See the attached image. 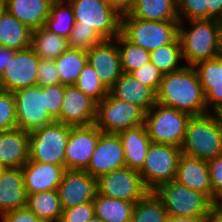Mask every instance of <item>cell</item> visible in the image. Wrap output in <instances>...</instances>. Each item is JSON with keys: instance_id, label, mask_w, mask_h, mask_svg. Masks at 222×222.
Wrapping results in <instances>:
<instances>
[{"instance_id": "cell-1", "label": "cell", "mask_w": 222, "mask_h": 222, "mask_svg": "<svg viewBox=\"0 0 222 222\" xmlns=\"http://www.w3.org/2000/svg\"><path fill=\"white\" fill-rule=\"evenodd\" d=\"M157 103L179 111L199 116L207 110L205 94L193 66L185 65L180 70L163 74L157 91Z\"/></svg>"}, {"instance_id": "cell-2", "label": "cell", "mask_w": 222, "mask_h": 222, "mask_svg": "<svg viewBox=\"0 0 222 222\" xmlns=\"http://www.w3.org/2000/svg\"><path fill=\"white\" fill-rule=\"evenodd\" d=\"M190 29L179 22L178 38L182 57L188 66L221 55L219 23L217 19L189 20Z\"/></svg>"}, {"instance_id": "cell-3", "label": "cell", "mask_w": 222, "mask_h": 222, "mask_svg": "<svg viewBox=\"0 0 222 222\" xmlns=\"http://www.w3.org/2000/svg\"><path fill=\"white\" fill-rule=\"evenodd\" d=\"M180 149L187 156L206 161L222 155V122L219 114L209 112L192 116Z\"/></svg>"}, {"instance_id": "cell-4", "label": "cell", "mask_w": 222, "mask_h": 222, "mask_svg": "<svg viewBox=\"0 0 222 222\" xmlns=\"http://www.w3.org/2000/svg\"><path fill=\"white\" fill-rule=\"evenodd\" d=\"M179 21H147L121 15L120 33L131 43L151 52L178 38Z\"/></svg>"}, {"instance_id": "cell-5", "label": "cell", "mask_w": 222, "mask_h": 222, "mask_svg": "<svg viewBox=\"0 0 222 222\" xmlns=\"http://www.w3.org/2000/svg\"><path fill=\"white\" fill-rule=\"evenodd\" d=\"M191 115L156 103L145 115V127L152 143L181 147Z\"/></svg>"}, {"instance_id": "cell-6", "label": "cell", "mask_w": 222, "mask_h": 222, "mask_svg": "<svg viewBox=\"0 0 222 222\" xmlns=\"http://www.w3.org/2000/svg\"><path fill=\"white\" fill-rule=\"evenodd\" d=\"M71 126L54 121L29 133L28 157L31 161L65 165V149Z\"/></svg>"}, {"instance_id": "cell-7", "label": "cell", "mask_w": 222, "mask_h": 222, "mask_svg": "<svg viewBox=\"0 0 222 222\" xmlns=\"http://www.w3.org/2000/svg\"><path fill=\"white\" fill-rule=\"evenodd\" d=\"M154 192L162 200L168 215L210 217L214 207L204 194L175 180L160 185Z\"/></svg>"}, {"instance_id": "cell-8", "label": "cell", "mask_w": 222, "mask_h": 222, "mask_svg": "<svg viewBox=\"0 0 222 222\" xmlns=\"http://www.w3.org/2000/svg\"><path fill=\"white\" fill-rule=\"evenodd\" d=\"M146 112L139 106L112 97L109 93L96 103L94 124L108 134H119L145 123Z\"/></svg>"}, {"instance_id": "cell-9", "label": "cell", "mask_w": 222, "mask_h": 222, "mask_svg": "<svg viewBox=\"0 0 222 222\" xmlns=\"http://www.w3.org/2000/svg\"><path fill=\"white\" fill-rule=\"evenodd\" d=\"M73 9L77 27L94 28L104 39L120 34L121 15L106 0H67Z\"/></svg>"}, {"instance_id": "cell-10", "label": "cell", "mask_w": 222, "mask_h": 222, "mask_svg": "<svg viewBox=\"0 0 222 222\" xmlns=\"http://www.w3.org/2000/svg\"><path fill=\"white\" fill-rule=\"evenodd\" d=\"M181 154L180 147L150 144L144 165L139 170L142 181L149 191H155L160 185L175 180Z\"/></svg>"}, {"instance_id": "cell-11", "label": "cell", "mask_w": 222, "mask_h": 222, "mask_svg": "<svg viewBox=\"0 0 222 222\" xmlns=\"http://www.w3.org/2000/svg\"><path fill=\"white\" fill-rule=\"evenodd\" d=\"M97 194L138 202L149 190L145 187L139 171L124 167L103 174L96 179Z\"/></svg>"}, {"instance_id": "cell-12", "label": "cell", "mask_w": 222, "mask_h": 222, "mask_svg": "<svg viewBox=\"0 0 222 222\" xmlns=\"http://www.w3.org/2000/svg\"><path fill=\"white\" fill-rule=\"evenodd\" d=\"M17 128L32 132L55 120L46 111L44 87H27L14 92Z\"/></svg>"}, {"instance_id": "cell-13", "label": "cell", "mask_w": 222, "mask_h": 222, "mask_svg": "<svg viewBox=\"0 0 222 222\" xmlns=\"http://www.w3.org/2000/svg\"><path fill=\"white\" fill-rule=\"evenodd\" d=\"M39 61L40 58L30 47L14 51L12 60L0 76V89L14 93L37 85Z\"/></svg>"}, {"instance_id": "cell-14", "label": "cell", "mask_w": 222, "mask_h": 222, "mask_svg": "<svg viewBox=\"0 0 222 222\" xmlns=\"http://www.w3.org/2000/svg\"><path fill=\"white\" fill-rule=\"evenodd\" d=\"M102 131L95 125L71 127L65 149V169L84 171Z\"/></svg>"}, {"instance_id": "cell-15", "label": "cell", "mask_w": 222, "mask_h": 222, "mask_svg": "<svg viewBox=\"0 0 222 222\" xmlns=\"http://www.w3.org/2000/svg\"><path fill=\"white\" fill-rule=\"evenodd\" d=\"M124 167H126L125 156L119 135L102 132L84 171L97 179L103 174Z\"/></svg>"}, {"instance_id": "cell-16", "label": "cell", "mask_w": 222, "mask_h": 222, "mask_svg": "<svg viewBox=\"0 0 222 222\" xmlns=\"http://www.w3.org/2000/svg\"><path fill=\"white\" fill-rule=\"evenodd\" d=\"M96 102L74 85L65 86L59 117L55 120L71 127L94 124Z\"/></svg>"}, {"instance_id": "cell-17", "label": "cell", "mask_w": 222, "mask_h": 222, "mask_svg": "<svg viewBox=\"0 0 222 222\" xmlns=\"http://www.w3.org/2000/svg\"><path fill=\"white\" fill-rule=\"evenodd\" d=\"M114 41L113 39H105L86 50L88 63L94 68L108 90L123 73L116 40Z\"/></svg>"}, {"instance_id": "cell-18", "label": "cell", "mask_w": 222, "mask_h": 222, "mask_svg": "<svg viewBox=\"0 0 222 222\" xmlns=\"http://www.w3.org/2000/svg\"><path fill=\"white\" fill-rule=\"evenodd\" d=\"M58 193L62 209L93 201L97 193L96 178L86 171L66 170Z\"/></svg>"}, {"instance_id": "cell-19", "label": "cell", "mask_w": 222, "mask_h": 222, "mask_svg": "<svg viewBox=\"0 0 222 222\" xmlns=\"http://www.w3.org/2000/svg\"><path fill=\"white\" fill-rule=\"evenodd\" d=\"M21 169L27 194L58 190L63 174L66 171L65 165H53L31 161L30 159Z\"/></svg>"}, {"instance_id": "cell-20", "label": "cell", "mask_w": 222, "mask_h": 222, "mask_svg": "<svg viewBox=\"0 0 222 222\" xmlns=\"http://www.w3.org/2000/svg\"><path fill=\"white\" fill-rule=\"evenodd\" d=\"M194 69L205 94L207 110L222 111V55L196 63ZM210 106V107H209Z\"/></svg>"}, {"instance_id": "cell-21", "label": "cell", "mask_w": 222, "mask_h": 222, "mask_svg": "<svg viewBox=\"0 0 222 222\" xmlns=\"http://www.w3.org/2000/svg\"><path fill=\"white\" fill-rule=\"evenodd\" d=\"M175 181L204 194L212 202V185L207 161L181 154Z\"/></svg>"}, {"instance_id": "cell-22", "label": "cell", "mask_w": 222, "mask_h": 222, "mask_svg": "<svg viewBox=\"0 0 222 222\" xmlns=\"http://www.w3.org/2000/svg\"><path fill=\"white\" fill-rule=\"evenodd\" d=\"M109 94L119 100L135 104L145 112H148L157 103V93L152 88L124 72L109 89Z\"/></svg>"}, {"instance_id": "cell-23", "label": "cell", "mask_w": 222, "mask_h": 222, "mask_svg": "<svg viewBox=\"0 0 222 222\" xmlns=\"http://www.w3.org/2000/svg\"><path fill=\"white\" fill-rule=\"evenodd\" d=\"M27 192L21 168H6L0 176V216L26 207Z\"/></svg>"}, {"instance_id": "cell-24", "label": "cell", "mask_w": 222, "mask_h": 222, "mask_svg": "<svg viewBox=\"0 0 222 222\" xmlns=\"http://www.w3.org/2000/svg\"><path fill=\"white\" fill-rule=\"evenodd\" d=\"M29 132L15 128L0 132V164L5 168H22L29 160Z\"/></svg>"}, {"instance_id": "cell-25", "label": "cell", "mask_w": 222, "mask_h": 222, "mask_svg": "<svg viewBox=\"0 0 222 222\" xmlns=\"http://www.w3.org/2000/svg\"><path fill=\"white\" fill-rule=\"evenodd\" d=\"M118 135L123 146L126 167L139 171L152 143L145 124L122 131Z\"/></svg>"}, {"instance_id": "cell-26", "label": "cell", "mask_w": 222, "mask_h": 222, "mask_svg": "<svg viewBox=\"0 0 222 222\" xmlns=\"http://www.w3.org/2000/svg\"><path fill=\"white\" fill-rule=\"evenodd\" d=\"M53 0H6V10L31 30L45 25Z\"/></svg>"}, {"instance_id": "cell-27", "label": "cell", "mask_w": 222, "mask_h": 222, "mask_svg": "<svg viewBox=\"0 0 222 222\" xmlns=\"http://www.w3.org/2000/svg\"><path fill=\"white\" fill-rule=\"evenodd\" d=\"M32 30L7 10L0 17V46L14 51L30 47Z\"/></svg>"}, {"instance_id": "cell-28", "label": "cell", "mask_w": 222, "mask_h": 222, "mask_svg": "<svg viewBox=\"0 0 222 222\" xmlns=\"http://www.w3.org/2000/svg\"><path fill=\"white\" fill-rule=\"evenodd\" d=\"M128 14L147 21H179L176 0H136Z\"/></svg>"}, {"instance_id": "cell-29", "label": "cell", "mask_w": 222, "mask_h": 222, "mask_svg": "<svg viewBox=\"0 0 222 222\" xmlns=\"http://www.w3.org/2000/svg\"><path fill=\"white\" fill-rule=\"evenodd\" d=\"M30 48L41 59L55 60L68 47V40L47 30L44 26L32 30Z\"/></svg>"}, {"instance_id": "cell-30", "label": "cell", "mask_w": 222, "mask_h": 222, "mask_svg": "<svg viewBox=\"0 0 222 222\" xmlns=\"http://www.w3.org/2000/svg\"><path fill=\"white\" fill-rule=\"evenodd\" d=\"M26 207L46 222H59L63 210L58 190L27 194Z\"/></svg>"}, {"instance_id": "cell-31", "label": "cell", "mask_w": 222, "mask_h": 222, "mask_svg": "<svg viewBox=\"0 0 222 222\" xmlns=\"http://www.w3.org/2000/svg\"><path fill=\"white\" fill-rule=\"evenodd\" d=\"M134 204V202L97 193L93 200L95 215L104 222H131Z\"/></svg>"}, {"instance_id": "cell-32", "label": "cell", "mask_w": 222, "mask_h": 222, "mask_svg": "<svg viewBox=\"0 0 222 222\" xmlns=\"http://www.w3.org/2000/svg\"><path fill=\"white\" fill-rule=\"evenodd\" d=\"M87 63L86 50L68 48L61 56L55 59L60 83L65 86L74 85Z\"/></svg>"}, {"instance_id": "cell-33", "label": "cell", "mask_w": 222, "mask_h": 222, "mask_svg": "<svg viewBox=\"0 0 222 222\" xmlns=\"http://www.w3.org/2000/svg\"><path fill=\"white\" fill-rule=\"evenodd\" d=\"M75 23L71 4L67 0H53L44 27L68 39Z\"/></svg>"}, {"instance_id": "cell-34", "label": "cell", "mask_w": 222, "mask_h": 222, "mask_svg": "<svg viewBox=\"0 0 222 222\" xmlns=\"http://www.w3.org/2000/svg\"><path fill=\"white\" fill-rule=\"evenodd\" d=\"M167 210L154 191L134 204L131 222H165Z\"/></svg>"}, {"instance_id": "cell-35", "label": "cell", "mask_w": 222, "mask_h": 222, "mask_svg": "<svg viewBox=\"0 0 222 222\" xmlns=\"http://www.w3.org/2000/svg\"><path fill=\"white\" fill-rule=\"evenodd\" d=\"M114 40H116L124 73L130 74L150 61L149 51L131 43L121 33Z\"/></svg>"}, {"instance_id": "cell-36", "label": "cell", "mask_w": 222, "mask_h": 222, "mask_svg": "<svg viewBox=\"0 0 222 222\" xmlns=\"http://www.w3.org/2000/svg\"><path fill=\"white\" fill-rule=\"evenodd\" d=\"M183 59L179 38L173 43L167 44L150 52V61L162 74L175 72L185 66L178 65Z\"/></svg>"}, {"instance_id": "cell-37", "label": "cell", "mask_w": 222, "mask_h": 222, "mask_svg": "<svg viewBox=\"0 0 222 222\" xmlns=\"http://www.w3.org/2000/svg\"><path fill=\"white\" fill-rule=\"evenodd\" d=\"M74 86L96 103L101 102L109 93V90L103 85L94 68L89 63L84 66Z\"/></svg>"}, {"instance_id": "cell-38", "label": "cell", "mask_w": 222, "mask_h": 222, "mask_svg": "<svg viewBox=\"0 0 222 222\" xmlns=\"http://www.w3.org/2000/svg\"><path fill=\"white\" fill-rule=\"evenodd\" d=\"M67 40L69 48L88 50L105 39L94 28L77 27L74 24Z\"/></svg>"}, {"instance_id": "cell-39", "label": "cell", "mask_w": 222, "mask_h": 222, "mask_svg": "<svg viewBox=\"0 0 222 222\" xmlns=\"http://www.w3.org/2000/svg\"><path fill=\"white\" fill-rule=\"evenodd\" d=\"M17 128L14 93L0 89V132Z\"/></svg>"}, {"instance_id": "cell-40", "label": "cell", "mask_w": 222, "mask_h": 222, "mask_svg": "<svg viewBox=\"0 0 222 222\" xmlns=\"http://www.w3.org/2000/svg\"><path fill=\"white\" fill-rule=\"evenodd\" d=\"M179 22L207 19V0H176ZM185 18V19H184Z\"/></svg>"}, {"instance_id": "cell-41", "label": "cell", "mask_w": 222, "mask_h": 222, "mask_svg": "<svg viewBox=\"0 0 222 222\" xmlns=\"http://www.w3.org/2000/svg\"><path fill=\"white\" fill-rule=\"evenodd\" d=\"M212 185V204L222 206V155L207 161Z\"/></svg>"}, {"instance_id": "cell-42", "label": "cell", "mask_w": 222, "mask_h": 222, "mask_svg": "<svg viewBox=\"0 0 222 222\" xmlns=\"http://www.w3.org/2000/svg\"><path fill=\"white\" fill-rule=\"evenodd\" d=\"M140 83L152 88L156 93L160 87L163 74L151 62L144 64L141 68L130 73Z\"/></svg>"}, {"instance_id": "cell-43", "label": "cell", "mask_w": 222, "mask_h": 222, "mask_svg": "<svg viewBox=\"0 0 222 222\" xmlns=\"http://www.w3.org/2000/svg\"><path fill=\"white\" fill-rule=\"evenodd\" d=\"M65 85L44 86L46 111L56 120L60 115L64 99Z\"/></svg>"}, {"instance_id": "cell-44", "label": "cell", "mask_w": 222, "mask_h": 222, "mask_svg": "<svg viewBox=\"0 0 222 222\" xmlns=\"http://www.w3.org/2000/svg\"><path fill=\"white\" fill-rule=\"evenodd\" d=\"M95 215L93 201L65 208L59 222H88Z\"/></svg>"}, {"instance_id": "cell-45", "label": "cell", "mask_w": 222, "mask_h": 222, "mask_svg": "<svg viewBox=\"0 0 222 222\" xmlns=\"http://www.w3.org/2000/svg\"><path fill=\"white\" fill-rule=\"evenodd\" d=\"M60 83L58 70L55 65V60L41 59L38 66L37 85L54 86Z\"/></svg>"}, {"instance_id": "cell-46", "label": "cell", "mask_w": 222, "mask_h": 222, "mask_svg": "<svg viewBox=\"0 0 222 222\" xmlns=\"http://www.w3.org/2000/svg\"><path fill=\"white\" fill-rule=\"evenodd\" d=\"M2 222H46L38 218L27 207L9 211L1 215Z\"/></svg>"}, {"instance_id": "cell-47", "label": "cell", "mask_w": 222, "mask_h": 222, "mask_svg": "<svg viewBox=\"0 0 222 222\" xmlns=\"http://www.w3.org/2000/svg\"><path fill=\"white\" fill-rule=\"evenodd\" d=\"M222 18V0H207V19Z\"/></svg>"}, {"instance_id": "cell-48", "label": "cell", "mask_w": 222, "mask_h": 222, "mask_svg": "<svg viewBox=\"0 0 222 222\" xmlns=\"http://www.w3.org/2000/svg\"><path fill=\"white\" fill-rule=\"evenodd\" d=\"M120 15L129 13L136 0H106Z\"/></svg>"}, {"instance_id": "cell-49", "label": "cell", "mask_w": 222, "mask_h": 222, "mask_svg": "<svg viewBox=\"0 0 222 222\" xmlns=\"http://www.w3.org/2000/svg\"><path fill=\"white\" fill-rule=\"evenodd\" d=\"M13 56L14 50L0 46V76L7 68L8 63L12 60Z\"/></svg>"}, {"instance_id": "cell-50", "label": "cell", "mask_w": 222, "mask_h": 222, "mask_svg": "<svg viewBox=\"0 0 222 222\" xmlns=\"http://www.w3.org/2000/svg\"><path fill=\"white\" fill-rule=\"evenodd\" d=\"M209 217H183L167 215L165 222H207Z\"/></svg>"}, {"instance_id": "cell-51", "label": "cell", "mask_w": 222, "mask_h": 222, "mask_svg": "<svg viewBox=\"0 0 222 222\" xmlns=\"http://www.w3.org/2000/svg\"><path fill=\"white\" fill-rule=\"evenodd\" d=\"M207 222H222V206H214Z\"/></svg>"}, {"instance_id": "cell-52", "label": "cell", "mask_w": 222, "mask_h": 222, "mask_svg": "<svg viewBox=\"0 0 222 222\" xmlns=\"http://www.w3.org/2000/svg\"><path fill=\"white\" fill-rule=\"evenodd\" d=\"M219 23V35H220V50L222 55V18L218 20Z\"/></svg>"}, {"instance_id": "cell-53", "label": "cell", "mask_w": 222, "mask_h": 222, "mask_svg": "<svg viewBox=\"0 0 222 222\" xmlns=\"http://www.w3.org/2000/svg\"><path fill=\"white\" fill-rule=\"evenodd\" d=\"M6 11V0H0V17Z\"/></svg>"}, {"instance_id": "cell-54", "label": "cell", "mask_w": 222, "mask_h": 222, "mask_svg": "<svg viewBox=\"0 0 222 222\" xmlns=\"http://www.w3.org/2000/svg\"><path fill=\"white\" fill-rule=\"evenodd\" d=\"M88 222H104L101 218L94 215Z\"/></svg>"}, {"instance_id": "cell-55", "label": "cell", "mask_w": 222, "mask_h": 222, "mask_svg": "<svg viewBox=\"0 0 222 222\" xmlns=\"http://www.w3.org/2000/svg\"><path fill=\"white\" fill-rule=\"evenodd\" d=\"M5 169L6 168L2 164H0V176L2 175V173Z\"/></svg>"}, {"instance_id": "cell-56", "label": "cell", "mask_w": 222, "mask_h": 222, "mask_svg": "<svg viewBox=\"0 0 222 222\" xmlns=\"http://www.w3.org/2000/svg\"><path fill=\"white\" fill-rule=\"evenodd\" d=\"M219 114V117H220V120L222 122V111L218 113Z\"/></svg>"}]
</instances>
